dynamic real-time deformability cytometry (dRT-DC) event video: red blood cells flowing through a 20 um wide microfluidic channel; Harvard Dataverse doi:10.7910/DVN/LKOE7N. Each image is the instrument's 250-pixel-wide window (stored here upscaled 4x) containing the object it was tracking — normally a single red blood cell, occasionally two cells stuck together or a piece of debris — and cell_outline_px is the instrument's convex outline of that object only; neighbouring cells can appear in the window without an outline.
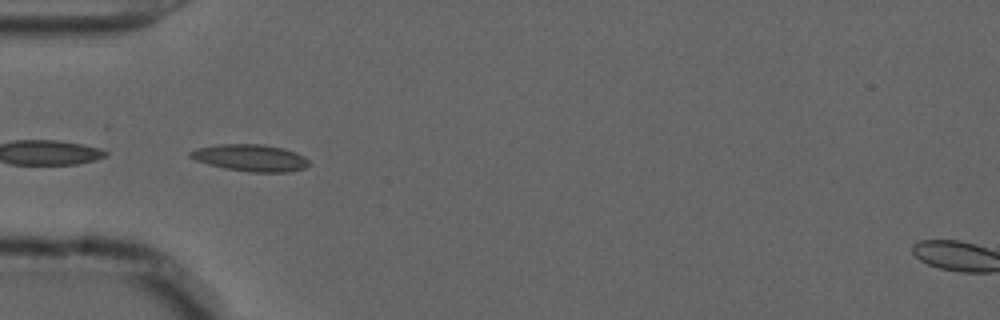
{"species": "common noctule bat (a hibernating species)", "species_latin": "Nyctalus noctula", "temperature_condition": "cold", "stored_images_in_passage": 39, "camera_frame_rate_fps": 3000, "um_per_image_px": 0.085, "animal": {"sex": "male", "forearm_length_mm": 52.5}, "frame": {"image": 1, "passage_image": 2, "time_ms": 0.333, "image_size_px": [1000, 320], "cell_outline_px": [[308, 164], [304, 168], [288, 172], [248, 172], [224, 168], [208, 164], [196, 160], [188, 156], [188, 152], [196, 148], [216, 144], [264, 144], [284, 148], [296, 152], [304, 156], [308, 160]], "centroid_in_image_um": [21.26, 13.41], "position_along_channel_um": 63.7, "area_um2": 18.73}}
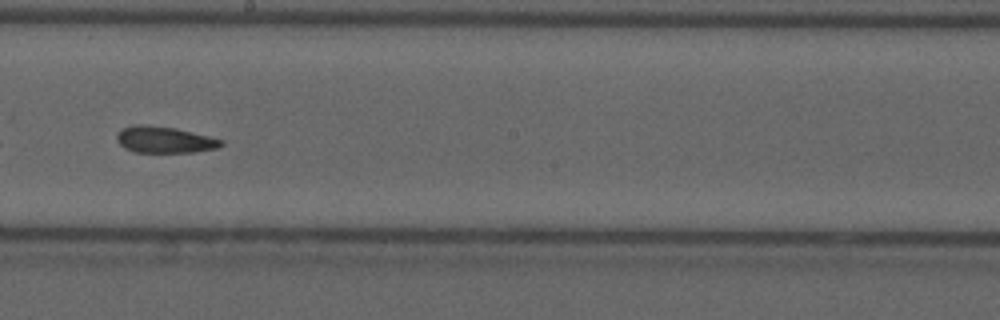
{"frame": {"image": 2, "passage_image": 16, "time_ms": 5.0, "image_size_px": [1000, 320], "cell_outline_px": [[224, 144], [216, 148], [192, 152], [136, 152], [124, 148], [116, 140], [116, 136], [124, 128], [136, 124], [144, 124], [176, 128], [224, 140]], "centroid_in_image_um": [13.98, 11.87], "position_along_channel_um": 234.2, "area_um2": 15.95}}
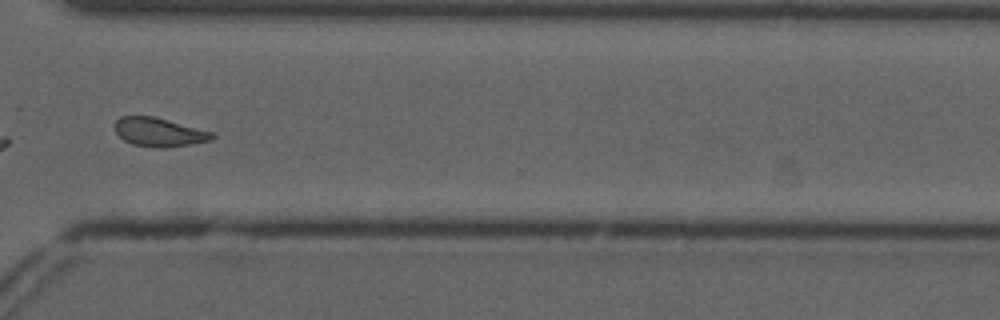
{"frame": {"image": 3, "passage_image": 26, "time_ms": 8.333, "image_size_px": [1000, 320], "cell_outline_px": [[216, 136], [212, 140], [168, 148], [156, 148], [132, 144], [124, 140], [116, 132], [116, 120], [120, 116], [152, 116], [168, 120], [212, 132]], "centroid_in_image_um": [13.53, 11.24], "position_along_channel_um": 357.1, "area_um2": 16.18}, "authors_computed_cell_mechanics": {"area_um2": 16.5308, "velocity_mm_per_s": 3.6888, "shape_relaxation_time_tau1_ms": null, "shape_relaxation_time_tau2_ms": 3.5011, "deformation_change_tau1": null, "deformation_change_tau2": 0.1102}}